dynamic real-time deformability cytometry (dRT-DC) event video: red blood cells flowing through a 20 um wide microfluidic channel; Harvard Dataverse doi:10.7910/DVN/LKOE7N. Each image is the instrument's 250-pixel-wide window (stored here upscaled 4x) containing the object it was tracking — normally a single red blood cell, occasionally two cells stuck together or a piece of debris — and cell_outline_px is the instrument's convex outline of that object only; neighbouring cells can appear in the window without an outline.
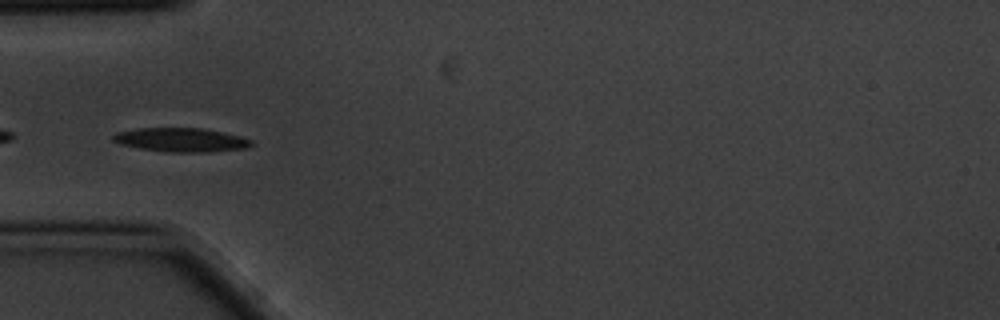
{"species": "common noctule bat (a hibernating species)", "species_latin": "Nyctalus noctula", "temperature_condition": "cold", "stored_images_in_passage": 9, "camera_frame_rate_fps": 3000, "um_per_image_px": 0.085, "animal": {"sex": "male", "body_mass_g": 20.1, "forearm_length_mm": 53.5}, "frame": {"image": 1, "passage_image": 4, "time_ms": 1.0, "image_size_px": [1000, 320], "cell_outline_px": [[252, 144], [248, 148], [212, 152], [164, 152], [140, 148], [120, 144], [112, 140], [112, 136], [116, 132], [136, 128], [200, 128], [240, 136], [252, 140]], "centroid_in_image_um": [15.37, 11.9], "position_along_channel_um": 69.6, "area_um2": 19.31}}